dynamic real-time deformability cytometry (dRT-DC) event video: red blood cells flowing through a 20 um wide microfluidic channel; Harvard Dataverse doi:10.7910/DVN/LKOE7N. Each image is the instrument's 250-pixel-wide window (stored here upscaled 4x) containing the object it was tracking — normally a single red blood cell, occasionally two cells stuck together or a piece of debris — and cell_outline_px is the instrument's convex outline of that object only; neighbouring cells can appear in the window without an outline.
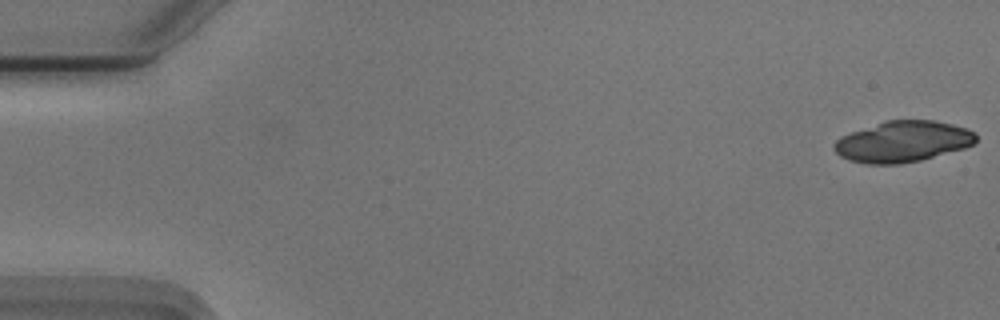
{"species": "Egyptian fruit bat (a non-hibernating species)", "species_latin": "Rousettus aegyptiacus", "temperature_condition": "cold", "stored_images_in_passage": 13, "camera_frame_rate_fps": 3000, "um_per_image_px": 0.085, "animal": {"sex": "male"}, "frame": {"image": 1, "passage_image": 1, "time_ms": 0.0, "image_size_px": [1000, 320], "cell_outline_px": [[976, 140], [972, 144], [964, 148], [920, 160], [900, 164], [864, 164], [848, 160], [840, 156], [832, 148], [832, 144], [840, 136], [888, 120], [932, 120], [952, 124], [968, 128], [976, 132]], "centroid_in_image_um": [76.72, 12.04], "position_along_channel_um": 8.3, "area_um2": 33.87}}